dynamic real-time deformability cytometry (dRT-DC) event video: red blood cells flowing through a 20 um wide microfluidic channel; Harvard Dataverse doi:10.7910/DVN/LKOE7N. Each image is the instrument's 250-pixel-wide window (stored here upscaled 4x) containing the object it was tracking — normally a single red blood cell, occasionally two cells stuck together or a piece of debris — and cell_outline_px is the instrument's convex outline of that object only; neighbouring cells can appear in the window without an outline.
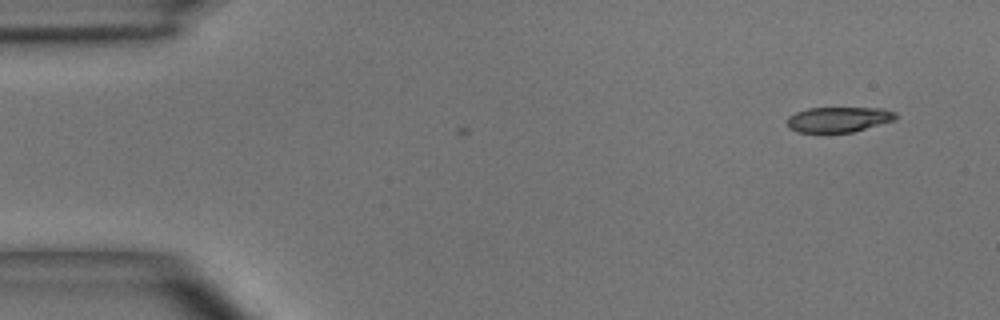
{"species": "common noctule bat (a hibernating species)", "species_latin": "Nyctalus noctula", "temperature_condition": "room temperature", "stored_images_in_passage": 7, "camera_frame_rate_fps": 3000, "um_per_image_px": 0.085, "animal": {"sex": "male", "body_mass_g": 15.6}, "frame": {"image": 1, "passage_image": 7, "time_ms": 2.0, "image_size_px": [1000, 320], "cell_outline_px": [[896, 120], [852, 132], [796, 132], [788, 128], [788, 116], [796, 112], [808, 108], [884, 108], [896, 112]], "centroid_in_image_um": [71.29, 10.15], "position_along_channel_um": 13.7, "area_um2": 16.01}}